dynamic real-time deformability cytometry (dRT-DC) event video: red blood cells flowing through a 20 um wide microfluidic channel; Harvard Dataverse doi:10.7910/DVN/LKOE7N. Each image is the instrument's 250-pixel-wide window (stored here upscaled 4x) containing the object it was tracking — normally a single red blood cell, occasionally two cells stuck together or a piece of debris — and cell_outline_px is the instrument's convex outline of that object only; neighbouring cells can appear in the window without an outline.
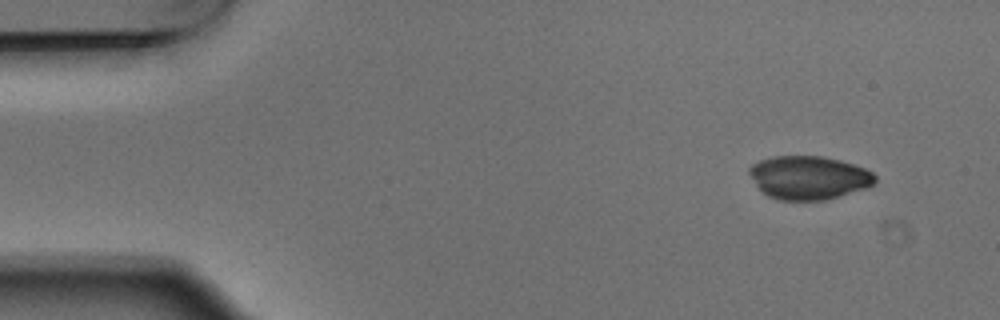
{"species": "Egyptian fruit bat (a non-hibernating species)", "species_latin": "Rousettus aegyptiacus", "temperature_condition": "warm", "stored_images_in_passage": 4, "camera_frame_rate_fps": 3000, "um_per_image_px": 0.085, "animal": {"sex": "male"}, "frame": {"image": 1, "passage_image": 1, "time_ms": 0.0, "image_size_px": [1000, 320], "cell_outline_px": [[876, 180], [872, 184], [864, 188], [824, 200], [780, 200], [768, 196], [760, 192], [748, 172], [748, 168], [752, 164], [760, 160], [772, 156], [820, 156], [840, 160], [864, 168], [872, 172], [876, 176]], "centroid_in_image_um": [68.68, 15.09], "position_along_channel_um": 16.3, "area_um2": 31.73}}